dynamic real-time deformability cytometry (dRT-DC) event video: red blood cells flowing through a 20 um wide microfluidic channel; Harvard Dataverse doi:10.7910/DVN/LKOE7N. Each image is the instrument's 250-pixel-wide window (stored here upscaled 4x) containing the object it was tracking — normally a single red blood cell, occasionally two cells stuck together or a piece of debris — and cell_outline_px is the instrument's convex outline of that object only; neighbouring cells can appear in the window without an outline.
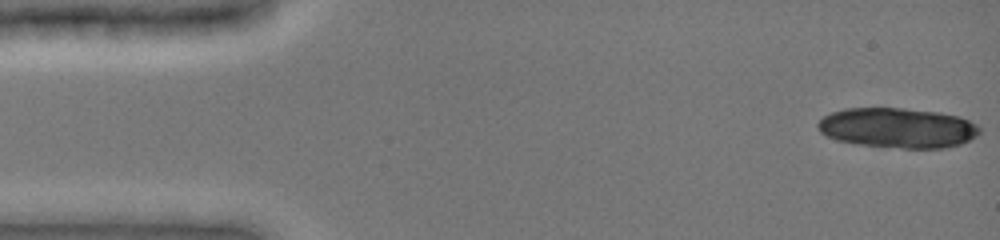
{"species": "common noctule bat (a hibernating species)", "species_latin": "Nyctalus noctula", "temperature_condition": "cold", "stored_images_in_passage": 14, "camera_frame_rate_fps": 3000, "um_per_image_px": 0.085, "animal": {"sex": "female", "body_mass_g": 19.0, "forearm_length_mm": 51.5}, "frame": {"image": 1, "passage_image": 1, "time_ms": 0.0, "image_size_px": [1000, 240], "cell_outline_px": [[980, 132], [976, 136], [960, 144], [944, 148], [904, 148], [860, 144], [836, 140], [820, 132], [816, 124], [824, 116], [832, 112], [844, 108], [904, 108], [940, 112], [960, 116], [976, 124], [980, 128]], "centroid_in_image_um": [76.31, 10.86], "position_along_channel_um": 8.7, "area_um2": 37.69}}